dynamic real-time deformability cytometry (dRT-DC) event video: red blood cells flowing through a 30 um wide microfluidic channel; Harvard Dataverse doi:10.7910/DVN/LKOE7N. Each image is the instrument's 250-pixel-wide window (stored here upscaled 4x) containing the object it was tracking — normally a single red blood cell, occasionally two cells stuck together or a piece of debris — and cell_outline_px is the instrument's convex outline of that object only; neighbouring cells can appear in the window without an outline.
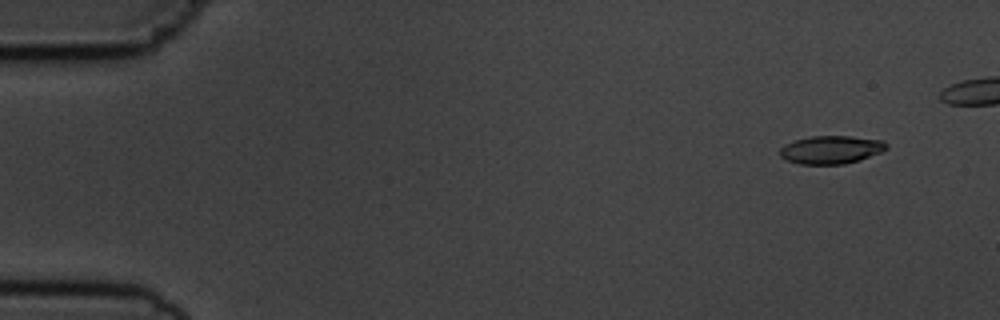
{"species": "common noctule bat (a hibernating species)", "species_latin": "Nyctalus noctula", "temperature_condition": "cold", "stored_images_in_passage": 7, "camera_frame_rate_fps": 3000, "um_per_image_px": 0.085, "animal": {"sex": "male", "body_mass_g": 19.5, "forearm_length_mm": 54.6}, "frame": {"image": 1, "passage_image": 2, "time_ms": 1.333, "image_size_px": [1000, 320], "cell_outline_px": [[888, 148], [880, 152], [860, 160], [844, 164], [800, 164], [788, 160], [780, 156], [780, 148], [784, 144], [796, 140], [812, 136], [848, 136], [884, 140], [888, 144]], "centroid_in_image_um": [70.66, 12.72], "position_along_channel_um": 14.3, "area_um2": 17.4}}
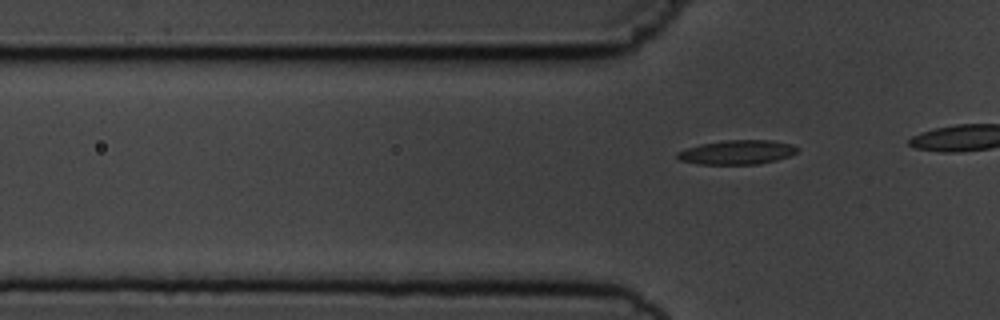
{"frame": {"image": 2, "passage_image": 7, "time_ms": 8.0, "image_size_px": [1000, 320], "cell_outline_px": [[800, 148], [796, 152], [788, 156], [776, 160], [760, 164], [700, 164], [680, 160], [676, 156], [676, 152], [700, 144], [724, 140], [772, 140], [792, 144]], "centroid_in_image_um": [62.67, 12.93], "position_along_channel_um": 63.1, "area_um2": 16.94}}